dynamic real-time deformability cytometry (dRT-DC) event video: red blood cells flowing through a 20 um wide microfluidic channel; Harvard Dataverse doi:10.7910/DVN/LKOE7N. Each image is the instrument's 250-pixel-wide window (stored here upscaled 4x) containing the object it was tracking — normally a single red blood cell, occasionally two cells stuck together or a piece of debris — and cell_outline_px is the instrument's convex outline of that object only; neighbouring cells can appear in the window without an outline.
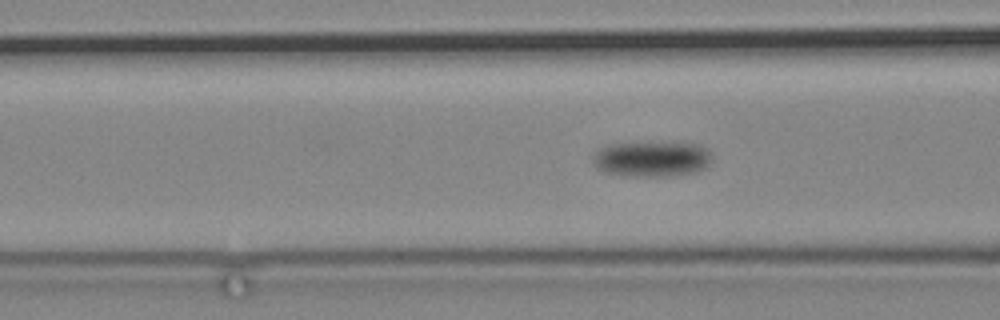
{"species": "common noctule bat (a hibernating species)", "species_latin": "Nyctalus noctula", "temperature_condition": "cold", "stored_images_in_passage": 47, "camera_frame_rate_fps": 3000, "um_per_image_px": 0.085, "animal": {"sex": "male", "body_mass_g": 19.2, "forearm_length_mm": 51.8}, "frame": {"image": 1, "passage_image": 12, "time_ms": 3.667, "image_size_px": [1000, 320], "cell_outline_px": [[712, 160], [704, 168], [696, 172], [668, 176], [632, 176], [604, 172], [596, 168], [592, 164], [592, 160], [596, 152], [600, 148], [608, 144], [684, 140], [700, 144], [708, 148], [712, 156]], "centroid_in_image_um": [55.46, 13.46], "position_along_channel_um": 111.1, "area_um2": 25.61}}
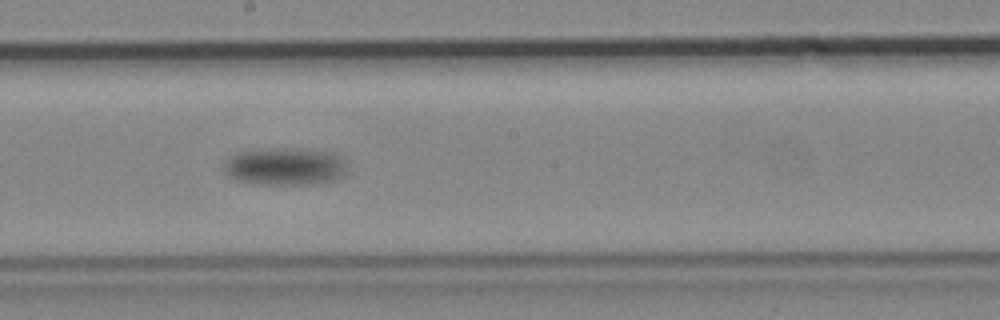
{"frame": {"image": 2, "passage_image": 25, "time_ms": 8.0, "image_size_px": [1000, 320], "cell_outline_px": [[344, 172], [336, 180], [312, 184], [264, 184], [240, 180], [228, 176], [224, 172], [224, 160], [228, 156], [236, 152], [284, 148], [300, 148], [332, 152], [340, 156], [344, 160]], "centroid_in_image_um": [24.2, 14.13], "position_along_channel_um": 224.0, "area_um2": 26.82}}
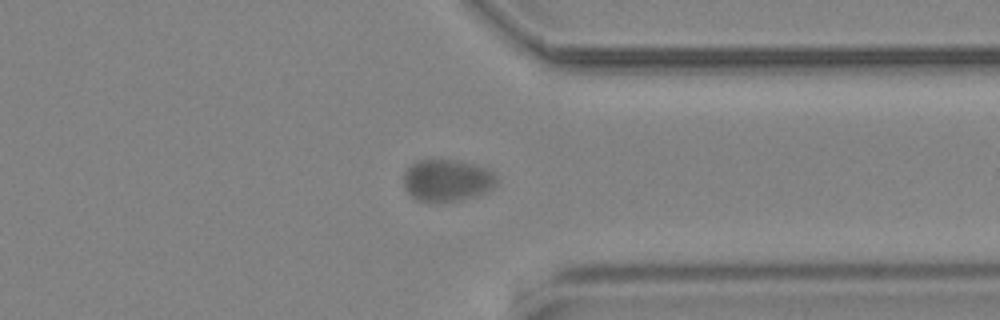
{"frame": {"image": 3, "passage_image": 42, "time_ms": 13.667, "image_size_px": [1000, 320], "cell_outline_px": [[496, 184], [492, 188], [476, 196], [460, 200], [416, 200], [404, 188], [404, 172], [416, 160], [460, 160], [480, 164], [496, 172]], "centroid_in_image_um": [38.05, 15.28], "position_along_channel_um": 373.4, "area_um2": 22.77}}